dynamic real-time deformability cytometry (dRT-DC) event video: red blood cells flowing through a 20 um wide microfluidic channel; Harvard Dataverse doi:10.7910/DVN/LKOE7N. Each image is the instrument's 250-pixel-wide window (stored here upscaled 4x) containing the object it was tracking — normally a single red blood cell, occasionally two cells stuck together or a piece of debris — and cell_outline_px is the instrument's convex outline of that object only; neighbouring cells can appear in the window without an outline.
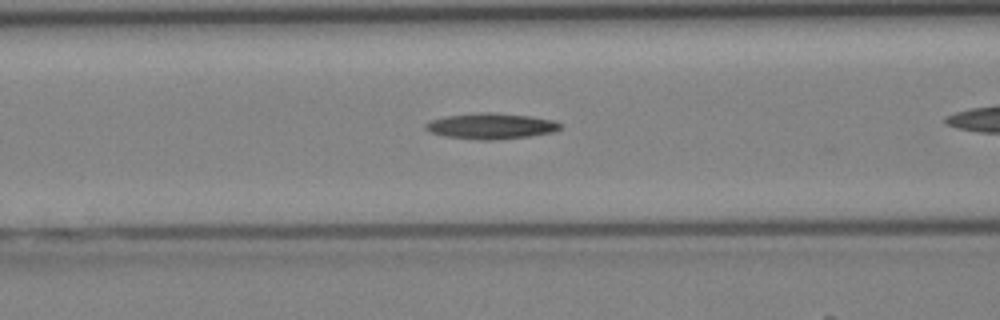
{"species": "Egyptian fruit bat (a non-hibernating species)", "species_latin": "Rousettus aegyptiacus", "temperature_condition": "cold", "stored_images_in_passage": 20, "camera_frame_rate_fps": 3000, "um_per_image_px": 0.085, "animal": {"sex": "female"}, "frame": {"image": 1, "passage_image": 4, "time_ms": 1.0, "image_size_px": [1000, 320], "cell_outline_px": [[560, 128], [552, 132], [528, 136], [488, 140], [484, 140], [444, 136], [428, 132], [424, 128], [424, 124], [432, 120], [444, 116], [476, 112], [492, 112], [532, 116], [552, 120], [560, 124]], "centroid_in_image_um": [41.66, 10.7], "position_along_channel_um": 124.9, "area_um2": 20.17}}
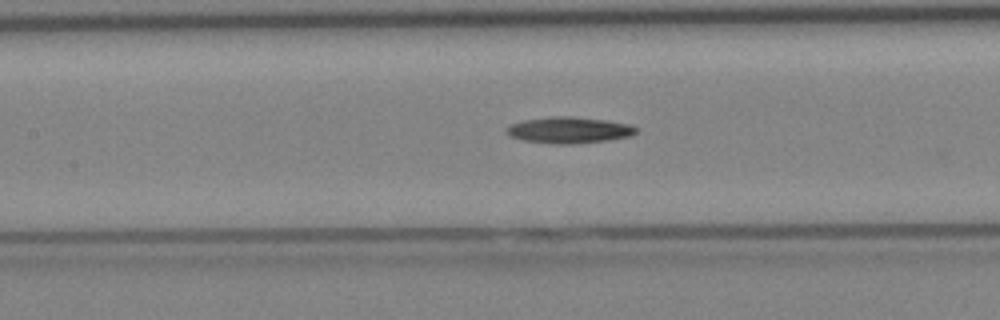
{"frame": {"image": 2, "passage_image": 6, "time_ms": 1.667, "image_size_px": [1000, 320], "cell_outline_px": [[636, 132], [632, 136], [608, 140], [572, 144], [552, 144], [520, 140], [508, 136], [504, 132], [504, 128], [512, 124], [524, 120], [552, 116], [572, 116], [604, 120], [632, 124], [636, 128]], "centroid_in_image_um": [48.32, 11.06], "position_along_channel_um": 159.1, "area_um2": 20.11}}